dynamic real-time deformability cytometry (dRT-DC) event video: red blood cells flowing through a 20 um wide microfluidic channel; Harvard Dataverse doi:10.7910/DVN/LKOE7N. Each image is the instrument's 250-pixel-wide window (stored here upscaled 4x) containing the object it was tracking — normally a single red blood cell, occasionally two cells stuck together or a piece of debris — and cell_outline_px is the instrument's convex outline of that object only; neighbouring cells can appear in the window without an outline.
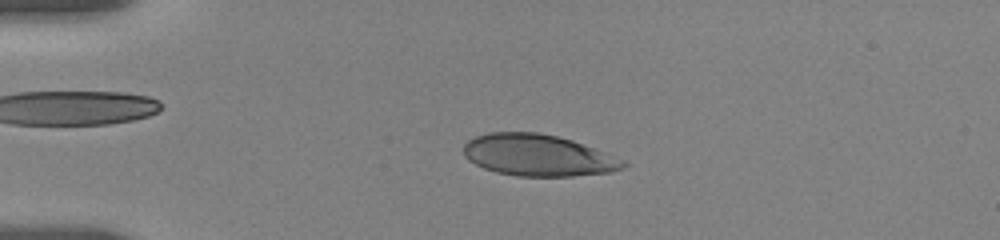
{"species": "human", "species_latin": "Homo sapiens", "temperature_condition": "room temperature", "stored_images_in_passage": 81, "camera_frame_rate_fps": 3000, "um_per_image_px": 0.085, "donor": {"sex": "female"}, "frame": {"image": 1, "passage_image": 9, "time_ms": 1.667, "image_size_px": [1000, 240], "cell_outline_px": [[628, 164], [624, 168], [612, 172], [572, 176], [516, 176], [496, 172], [484, 168], [468, 160], [464, 156], [464, 144], [468, 140], [476, 136], [488, 132], [536, 132], [556, 136], [572, 140], [624, 160]], "centroid_in_image_um": [45.71, 13.2], "position_along_channel_um": 39.3, "area_um2": 38.61}}
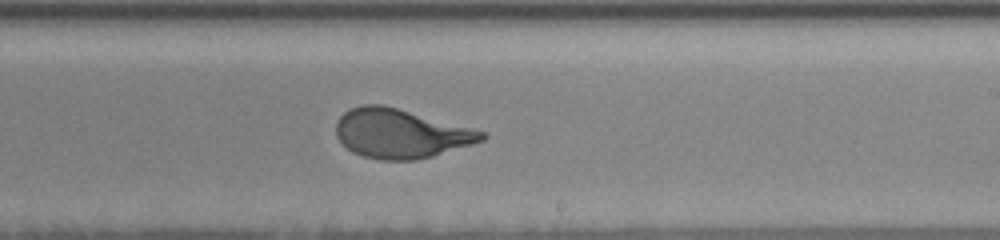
{"frame": {"image": 2, "passage_image": 43, "time_ms": 8.667, "image_size_px": [1000, 240], "cell_outline_px": [[488, 136], [484, 140], [432, 156], [416, 160], [380, 160], [364, 156], [352, 152], [336, 136], [336, 120], [344, 112], [360, 104], [384, 104], [484, 132]], "centroid_in_image_um": [34.01, 11.34], "position_along_channel_um": 255.0, "area_um2": 41.38}}
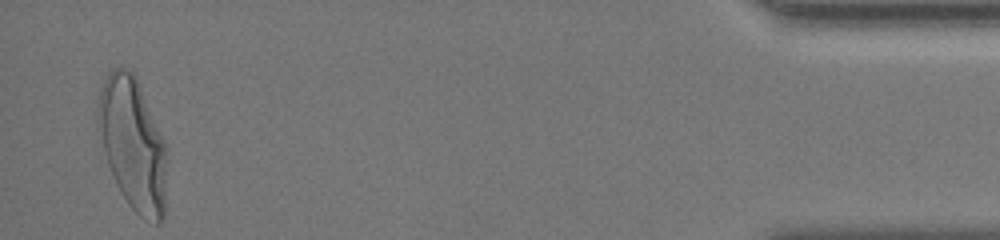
{"frame": {"image": 3, "passage_image": 78, "time_ms": 15.333, "image_size_px": [1000, 240], "cell_outline_px": [[168, 144], [164, 220], [160, 224], [156, 224], [144, 220], [128, 204], [108, 164], [104, 152], [96, 116], [96, 108], [100, 92], [104, 80], [108, 72], [112, 68], [124, 68], [132, 72], [136, 76]], "centroid_in_image_um": [11.34, 12.23], "position_along_channel_um": 423.9, "area_um2": 53.7}, "authors_computed_cell_mechanics": {"area_um2": 41.6738, "velocity_mm_per_s": 3.6262, "shape_relaxation_time_tau1_ms": 3.866, "shape_relaxation_time_tau2_ms": null, "deformation_change_tau1": 0.1825, "deformation_change_tau2": null}}